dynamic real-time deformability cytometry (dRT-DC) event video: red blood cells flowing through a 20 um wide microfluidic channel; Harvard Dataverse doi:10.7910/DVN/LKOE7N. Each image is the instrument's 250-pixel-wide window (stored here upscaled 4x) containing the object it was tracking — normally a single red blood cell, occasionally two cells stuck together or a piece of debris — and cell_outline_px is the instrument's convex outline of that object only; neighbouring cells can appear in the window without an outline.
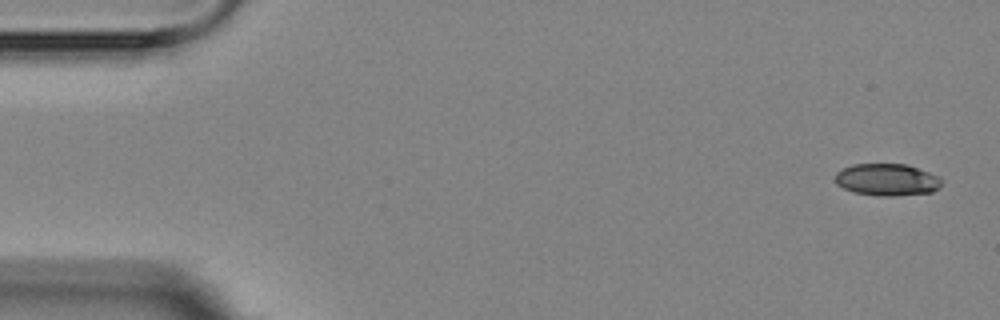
{"species": "Egyptian fruit bat (a non-hibernating species)", "species_latin": "Rousettus aegyptiacus", "temperature_condition": "room temperature", "stored_images_in_passage": 5, "camera_frame_rate_fps": 3000, "um_per_image_px": 0.085, "animal": {"sex": "female"}, "frame": {"image": 1, "passage_image": 1, "time_ms": 0.0, "image_size_px": [1000, 320], "cell_outline_px": [[944, 180], [940, 188], [932, 192], [896, 196], [876, 196], [852, 192], [836, 184], [836, 172], [852, 164], [908, 164], [940, 176]], "centroid_in_image_um": [75.45, 15.28], "position_along_channel_um": 9.6, "area_um2": 20.23}}